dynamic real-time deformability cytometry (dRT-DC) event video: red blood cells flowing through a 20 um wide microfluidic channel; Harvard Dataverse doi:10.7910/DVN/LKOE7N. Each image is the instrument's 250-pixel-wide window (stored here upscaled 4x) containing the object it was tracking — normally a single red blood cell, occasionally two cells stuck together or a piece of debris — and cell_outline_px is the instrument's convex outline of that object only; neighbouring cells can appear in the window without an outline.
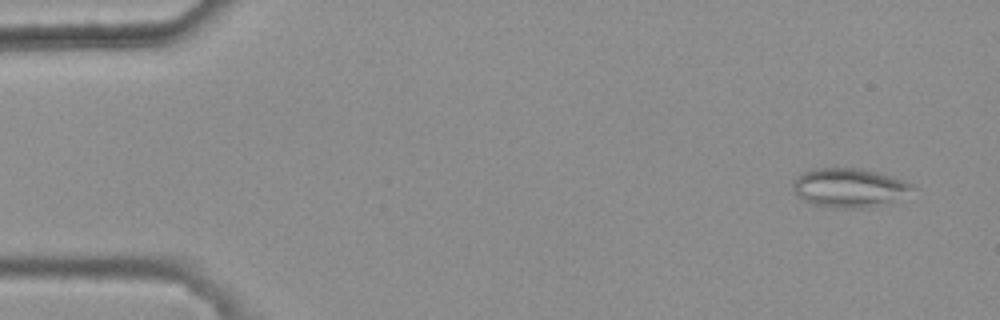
{"species": "common noctule bat (a hibernating species)", "species_latin": "Nyctalus noctula", "temperature_condition": "warm", "stored_images_in_passage": 8, "camera_frame_rate_fps": 3000, "um_per_image_px": 0.085, "animal": {"sex": "female", "body_mass_g": 25.1}, "frame": {"image": 1, "passage_image": 1, "time_ms": 0.0, "image_size_px": [1000, 320], "cell_outline_px": [[916, 188], [892, 200], [868, 208], [832, 208], [812, 204], [796, 196], [792, 188], [792, 180], [800, 172], [812, 168], [860, 168], [876, 172], [912, 184]], "centroid_in_image_um": [72.04, 15.95], "position_along_channel_um": 13.0, "area_um2": 27.05}}
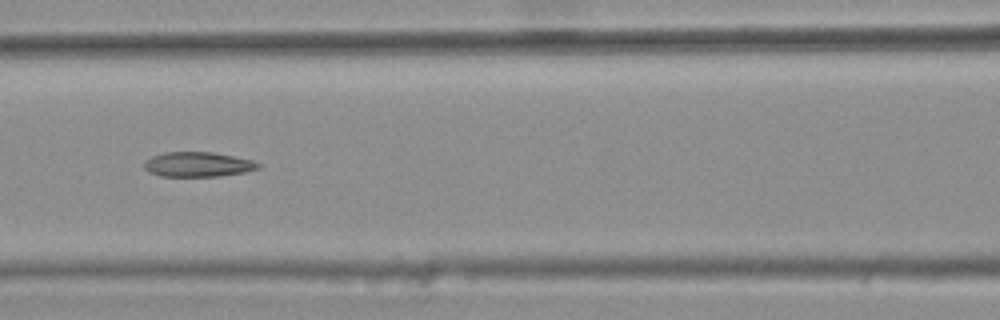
{"frame": {"image": 2, "passage_image": 7, "time_ms": 2.0, "image_size_px": [1000, 320], "cell_outline_px": [[260, 168], [244, 172], [220, 176], [160, 176], [148, 172], [144, 168], [144, 160], [152, 156], [164, 152], [212, 152], [252, 160], [260, 164]], "centroid_in_image_um": [16.78, 13.97], "position_along_channel_um": 149.8, "area_um2": 16.47}}
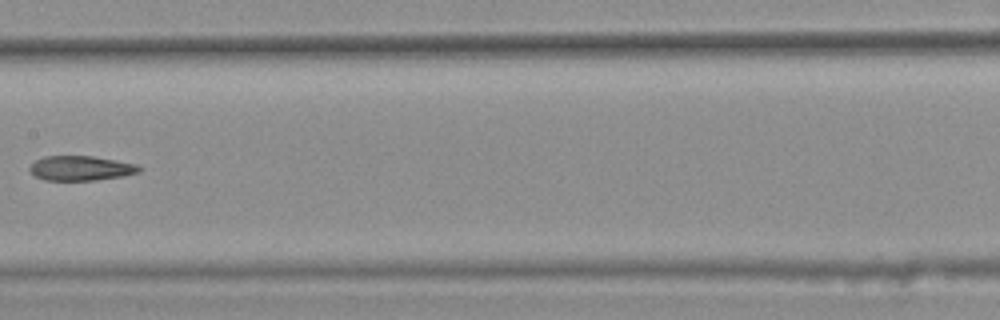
{"frame": {"image": 3, "passage_image": 8, "time_ms": 2.333, "image_size_px": [1000, 320], "cell_outline_px": [[144, 168], [140, 172], [124, 176], [96, 180], [44, 180], [36, 176], [28, 168], [36, 160], [44, 156], [92, 156], [136, 164]], "centroid_in_image_um": [6.9, 14.3], "position_along_channel_um": 200.5, "area_um2": 15.72}}